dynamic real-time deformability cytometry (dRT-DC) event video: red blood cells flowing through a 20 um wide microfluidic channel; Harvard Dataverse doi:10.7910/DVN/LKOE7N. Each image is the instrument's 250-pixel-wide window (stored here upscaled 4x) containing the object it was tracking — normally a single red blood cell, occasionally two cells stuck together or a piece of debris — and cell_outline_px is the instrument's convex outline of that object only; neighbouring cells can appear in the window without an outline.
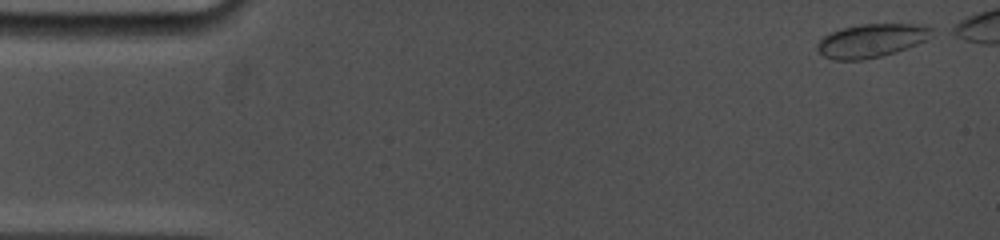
{"species": "common noctule bat (a hibernating species)", "species_latin": "Nyctalus noctula", "temperature_condition": "cold", "stored_images_in_passage": 43, "camera_frame_rate_fps": 5000, "um_per_image_px": 0.085, "animal": {"sex": "female", "body_mass_g": 19.0, "forearm_length_mm": 53.3}, "frame": {"image": 1, "passage_image": 1, "time_ms": 0.0, "image_size_px": [1000, 240], "cell_outline_px": [[940, 32], [928, 40], [896, 52], [864, 60], [832, 60], [824, 56], [816, 48], [816, 44], [824, 36], [832, 32], [844, 28], [860, 24], [920, 24], [936, 28]], "centroid_in_image_um": [74.18, 3.44], "position_along_channel_um": 10.8, "area_um2": 22.77}}
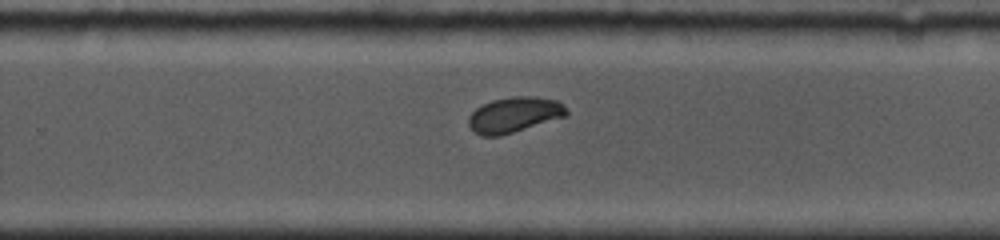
{"frame": {"image": 2, "passage_image": 31, "time_ms": 10.4, "image_size_px": [1000, 240], "cell_outline_px": [[568, 116], [500, 136], [480, 136], [468, 124], [468, 116], [476, 108], [492, 100], [512, 96], [536, 96], [556, 100], [564, 104], [568, 112]], "centroid_in_image_um": [43.74, 9.75], "position_along_channel_um": 286.1, "area_um2": 20.35}}
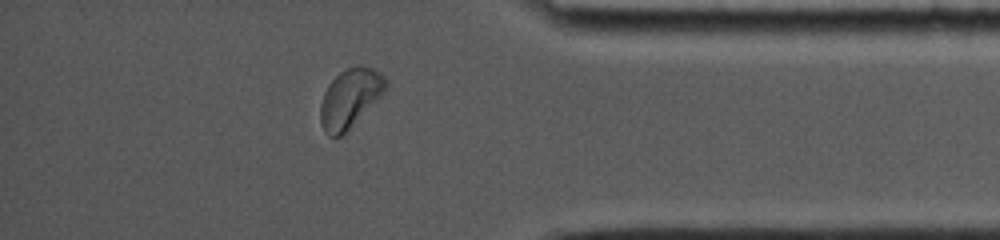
{"frame": {"image": 3, "passage_image": 42, "time_ms": 13.8, "image_size_px": [1000, 240], "cell_outline_px": [[388, 88], [340, 136], [328, 136], [324, 132], [320, 124], [320, 104], [324, 92], [328, 84], [340, 72], [356, 64], [360, 64], [372, 68], [380, 72], [388, 80]], "centroid_in_image_um": [29.74, 8.3], "position_along_channel_um": 405.5, "area_um2": 22.2}}